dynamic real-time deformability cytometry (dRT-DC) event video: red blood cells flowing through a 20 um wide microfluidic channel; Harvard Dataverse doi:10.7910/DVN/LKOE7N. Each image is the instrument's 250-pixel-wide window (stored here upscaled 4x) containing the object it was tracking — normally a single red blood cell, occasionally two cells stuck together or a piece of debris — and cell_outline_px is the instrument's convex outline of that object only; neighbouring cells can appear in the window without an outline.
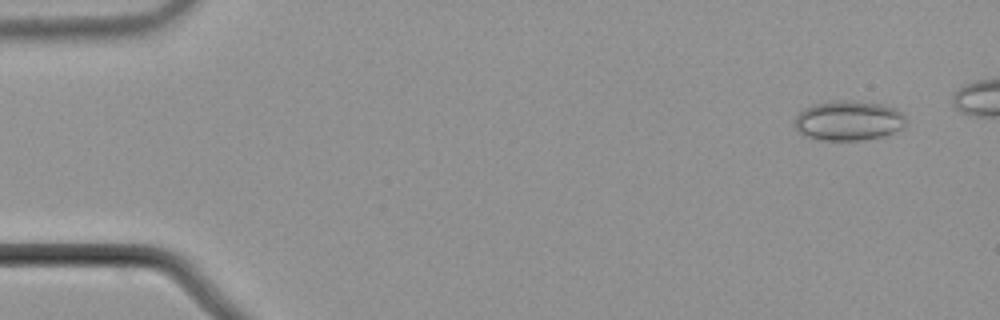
{"species": "common noctule bat (a hibernating species)", "species_latin": "Nyctalus noctula", "temperature_condition": "cold", "stored_images_in_passage": 5, "camera_frame_rate_fps": 3000, "um_per_image_px": 0.085, "animal": {"sex": "male", "body_mass_g": 21.5, "forearm_length_mm": 52.0}, "frame": {"image": 1, "passage_image": 1, "time_ms": 0.0, "image_size_px": [1000, 320], "cell_outline_px": [[904, 124], [900, 128], [884, 136], [864, 140], [820, 140], [804, 136], [796, 128], [796, 116], [804, 108], [816, 104], [832, 100], [852, 100], [880, 104], [896, 108], [904, 116]], "centroid_in_image_um": [72.11, 10.25], "position_along_channel_um": 12.9, "area_um2": 25.66}}